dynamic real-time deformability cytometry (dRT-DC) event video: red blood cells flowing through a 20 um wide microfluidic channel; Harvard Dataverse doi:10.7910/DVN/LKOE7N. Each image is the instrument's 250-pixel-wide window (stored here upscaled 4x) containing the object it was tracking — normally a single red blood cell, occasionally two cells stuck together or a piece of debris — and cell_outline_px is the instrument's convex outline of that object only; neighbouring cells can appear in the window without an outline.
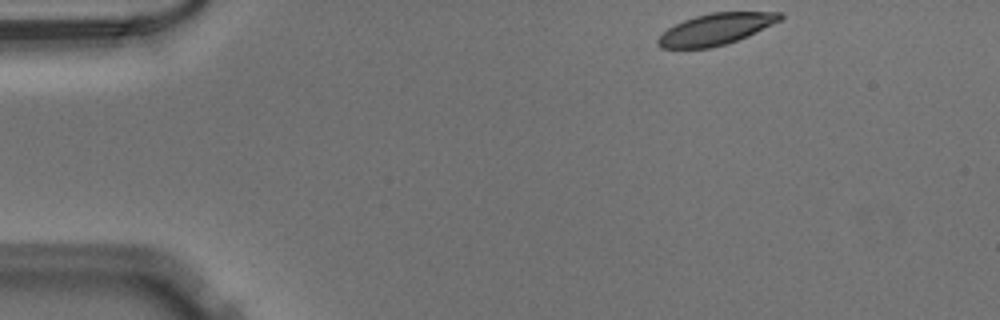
{"species": "Egyptian fruit bat (a non-hibernating species)", "species_latin": "Rousettus aegyptiacus", "temperature_condition": "warm", "stored_images_in_passage": 10, "camera_frame_rate_fps": 3000, "um_per_image_px": 0.085, "animal": {"sex": "male"}, "frame": {"image": 1, "passage_image": 1, "time_ms": 0.0, "image_size_px": [1000, 320], "cell_outline_px": [[784, 16], [780, 20], [772, 24], [736, 40], [712, 48], [660, 48], [656, 44], [656, 40], [668, 28], [684, 20], [696, 16], [712, 12], [784, 12]], "centroid_in_image_um": [60.81, 2.47], "position_along_channel_um": 24.2, "area_um2": 21.96}}